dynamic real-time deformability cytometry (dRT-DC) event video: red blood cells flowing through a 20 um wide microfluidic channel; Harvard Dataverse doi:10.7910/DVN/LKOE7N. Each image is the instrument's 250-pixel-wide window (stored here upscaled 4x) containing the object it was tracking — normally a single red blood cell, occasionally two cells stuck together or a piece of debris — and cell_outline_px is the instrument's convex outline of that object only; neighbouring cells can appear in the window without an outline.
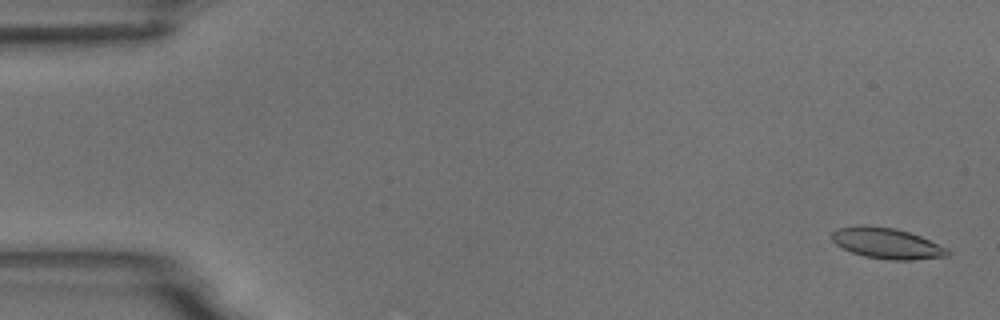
{"species": "common noctule bat (a hibernating species)", "species_latin": "Nyctalus noctula", "temperature_condition": "room temperature", "stored_images_in_passage": 10, "camera_frame_rate_fps": 3000, "um_per_image_px": 0.085, "animal": {"sex": "male", "body_mass_g": 18.8}, "frame": {"image": 1, "passage_image": 1, "time_ms": 0.0, "image_size_px": [1000, 320], "cell_outline_px": [[952, 252], [948, 256], [912, 260], [888, 260], [864, 256], [852, 252], [836, 244], [832, 240], [832, 232], [840, 228], [864, 224], [896, 228], [920, 236], [948, 248]], "centroid_in_image_um": [75.41, 20.68], "position_along_channel_um": 9.6, "area_um2": 20.81}}
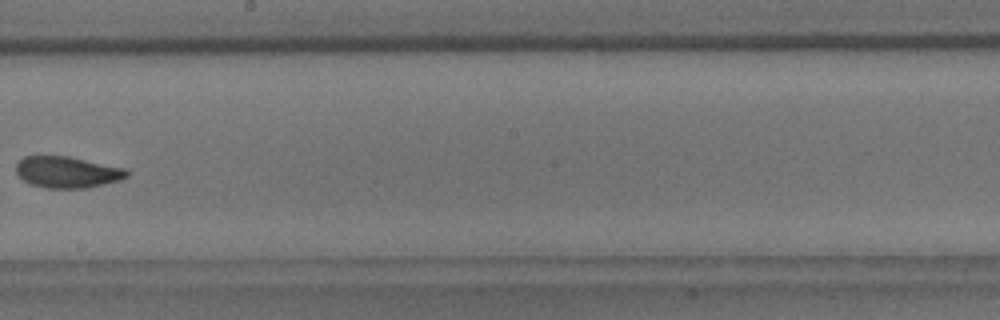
{"frame": {"image": 2, "passage_image": 9, "time_ms": 10.0, "image_size_px": [1000, 320], "cell_outline_px": [[128, 176], [120, 180], [88, 188], [44, 188], [32, 184], [24, 180], [16, 172], [16, 164], [24, 156], [68, 156], [128, 168]], "centroid_in_image_um": [5.75, 14.63], "position_along_channel_um": 242.4, "area_um2": 20.35}}
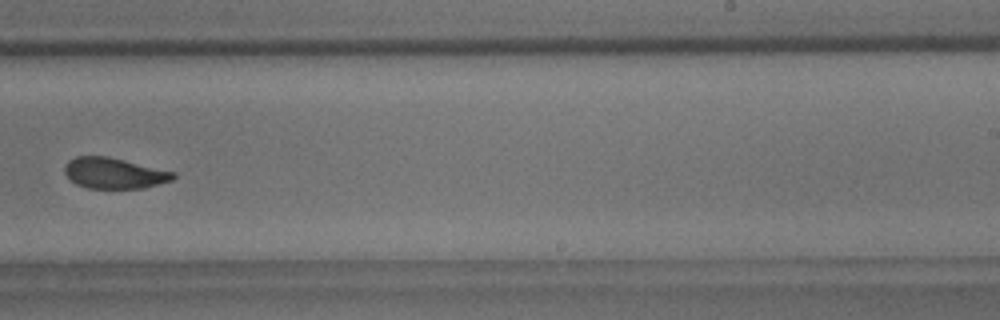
{"frame": {"image": 3, "passage_image": 10, "time_ms": 11.0, "image_size_px": [1000, 320], "cell_outline_px": [[176, 176], [172, 180], [144, 188], [88, 188], [76, 184], [64, 172], [64, 168], [68, 160], [76, 156], [108, 156], [176, 172]], "centroid_in_image_um": [9.71, 14.71], "position_along_channel_um": 279.3, "area_um2": 19.48}}